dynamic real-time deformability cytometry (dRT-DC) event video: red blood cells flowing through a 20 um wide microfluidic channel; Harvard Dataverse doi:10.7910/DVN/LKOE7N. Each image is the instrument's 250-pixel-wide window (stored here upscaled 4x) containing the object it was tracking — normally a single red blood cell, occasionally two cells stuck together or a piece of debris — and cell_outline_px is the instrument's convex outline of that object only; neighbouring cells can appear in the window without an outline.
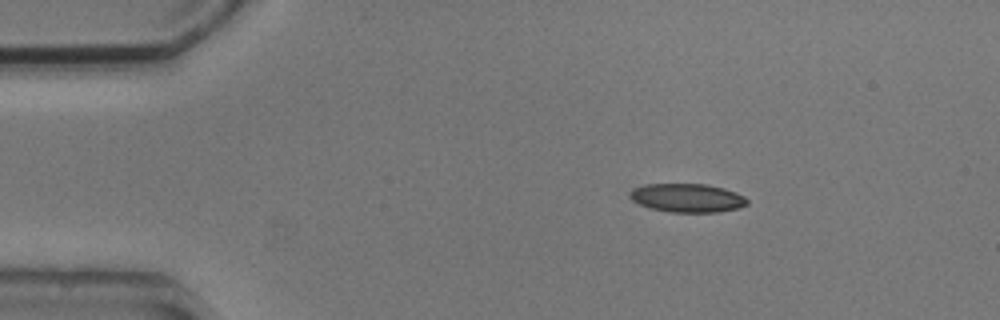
{"species": "common noctule bat (a hibernating species)", "species_latin": "Nyctalus noctula", "temperature_condition": "cold", "stored_images_in_passage": 2, "camera_frame_rate_fps": 3000, "um_per_image_px": 0.085, "animal": {"sex": "male", "body_mass_g": 20.5, "forearm_length_mm": 52.5}, "frame": {"image": 1, "passage_image": 1, "time_ms": 0.0, "image_size_px": [1000, 320], "cell_outline_px": [[748, 204], [740, 208], [716, 212], [668, 212], [652, 208], [640, 204], [632, 200], [628, 196], [632, 188], [644, 184], [708, 184], [724, 188], [736, 192], [744, 196], [748, 200]], "centroid_in_image_um": [58.43, 16.81], "position_along_channel_um": 26.6, "area_um2": 19.71}}